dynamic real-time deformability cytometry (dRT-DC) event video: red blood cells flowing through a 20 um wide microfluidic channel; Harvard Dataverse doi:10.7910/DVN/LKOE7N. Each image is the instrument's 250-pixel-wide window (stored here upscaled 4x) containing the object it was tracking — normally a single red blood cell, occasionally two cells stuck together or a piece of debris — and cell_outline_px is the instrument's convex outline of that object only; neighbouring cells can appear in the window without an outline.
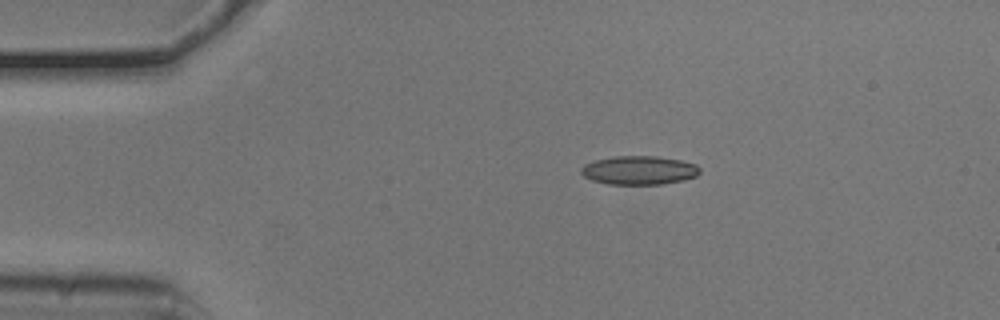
{"species": "common noctule bat (a hibernating species)", "species_latin": "Nyctalus noctula", "temperature_condition": "cold", "stored_images_in_passage": 44, "camera_frame_rate_fps": 3000, "um_per_image_px": 0.085, "animal": {"sex": "male", "body_mass_g": 20.5, "forearm_length_mm": 52.5}, "frame": {"image": 1, "passage_image": 1, "time_ms": 0.0, "image_size_px": [1000, 320], "cell_outline_px": [[700, 172], [696, 176], [684, 180], [664, 184], [608, 184], [592, 180], [584, 176], [580, 172], [580, 168], [584, 164], [596, 160], [612, 156], [656, 156], [680, 160], [696, 164], [700, 168]], "centroid_in_image_um": [54.32, 14.47], "position_along_channel_um": 30.7, "area_um2": 19.94}}
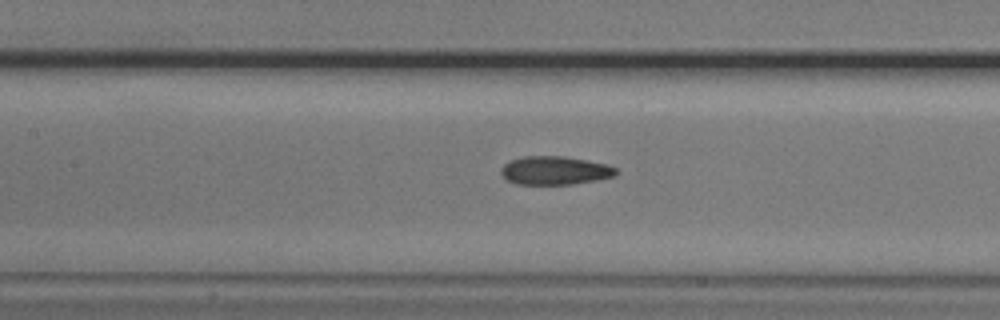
{"frame": {"image": 2, "passage_image": 15, "time_ms": 4.667, "image_size_px": [1000, 320], "cell_outline_px": [[620, 172], [616, 176], [596, 180], [572, 184], [516, 184], [508, 180], [500, 172], [500, 168], [504, 164], [512, 160], [524, 156], [564, 156], [608, 164], [616, 168]], "centroid_in_image_um": [47.2, 14.49], "position_along_channel_um": 160.2, "area_um2": 19.13}}
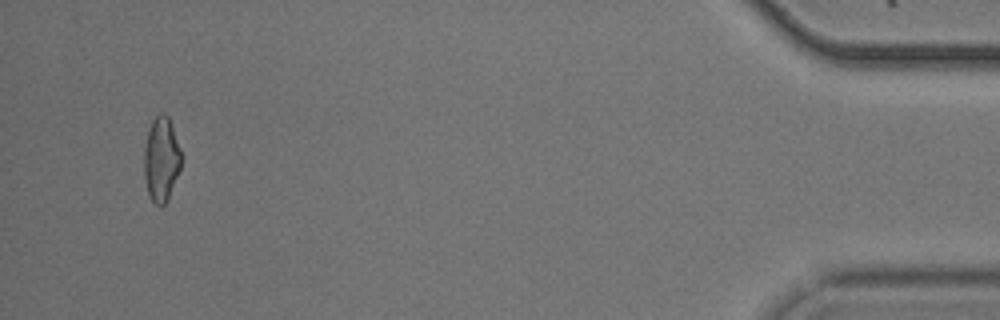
{"frame": {"image": 3, "passage_image": 42, "time_ms": 13.667, "image_size_px": [1000, 320], "cell_outline_px": [[184, 156], [180, 168], [168, 196], [164, 204], [160, 208], [148, 196], [144, 176], [144, 148], [148, 132], [152, 120], [160, 112], [164, 112], [168, 116]], "centroid_in_image_um": [13.72, 13.51], "position_along_channel_um": 421.5, "area_um2": 18.44}, "authors_computed_cell_mechanics": {"area_um2": 19.074, "velocity_mm_per_s": 3.7753, "shape_relaxation_time_tau1_ms": 9.6559, "shape_relaxation_time_tau2_ms": 2.6349, "deformation_change_tau1": 0.2199, "deformation_change_tau2": 0.0925}}